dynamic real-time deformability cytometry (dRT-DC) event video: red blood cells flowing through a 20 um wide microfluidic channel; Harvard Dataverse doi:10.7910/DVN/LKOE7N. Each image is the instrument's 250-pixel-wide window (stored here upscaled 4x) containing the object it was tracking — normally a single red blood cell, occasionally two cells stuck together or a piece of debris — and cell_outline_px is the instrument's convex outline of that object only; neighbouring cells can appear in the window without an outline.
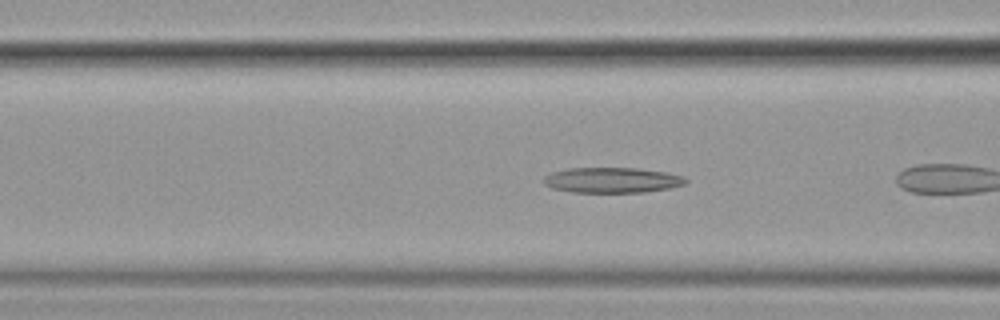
{"species": "common noctule bat (a hibernating species)", "species_latin": "Nyctalus noctula", "temperature_condition": "cold", "stored_images_in_passage": 27, "camera_frame_rate_fps": 3000, "um_per_image_px": 0.085, "animal": {"sex": "female", "body_mass_g": 19.9}, "frame": {"image": 1, "passage_image": 5, "time_ms": 1.333, "image_size_px": [1000, 320], "cell_outline_px": [[688, 180], [684, 184], [672, 188], [644, 192], [572, 192], [552, 188], [544, 184], [544, 176], [552, 172], [568, 168], [636, 168], [664, 172], [684, 176]], "centroid_in_image_um": [52.03, 15.31], "position_along_channel_um": 114.6, "area_um2": 20.98}}